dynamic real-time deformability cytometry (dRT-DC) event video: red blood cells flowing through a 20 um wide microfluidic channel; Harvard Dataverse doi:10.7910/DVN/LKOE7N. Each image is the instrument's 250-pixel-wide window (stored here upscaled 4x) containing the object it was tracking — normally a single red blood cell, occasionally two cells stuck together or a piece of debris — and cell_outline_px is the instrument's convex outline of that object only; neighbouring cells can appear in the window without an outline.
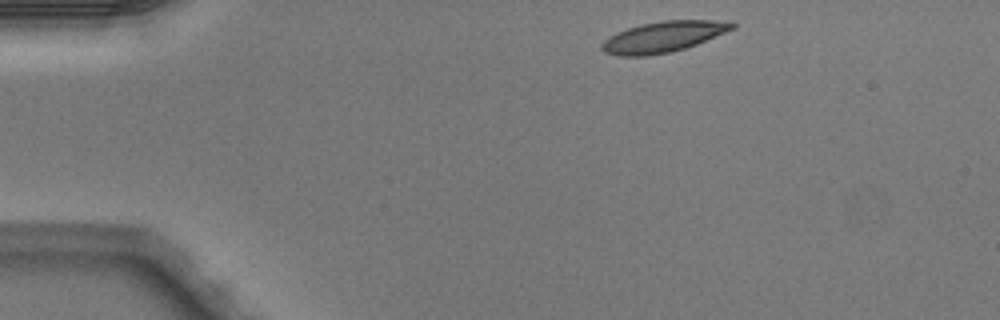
{"species": "Egyptian fruit bat (a non-hibernating species)", "species_latin": "Rousettus aegyptiacus", "temperature_condition": "warm", "stored_images_in_passage": 4, "camera_frame_rate_fps": 3000, "um_per_image_px": 0.085, "animal": {"sex": "male"}, "frame": {"image": 1, "passage_image": 1, "time_ms": 0.0, "image_size_px": [1000, 320], "cell_outline_px": [[736, 28], [696, 44], [684, 48], [668, 52], [644, 56], [616, 56], [604, 52], [600, 48], [600, 44], [604, 40], [616, 32], [640, 24], [664, 20], [712, 20], [736, 24]], "centroid_in_image_um": [56.32, 3.13], "position_along_channel_um": 28.7, "area_um2": 23.24}}
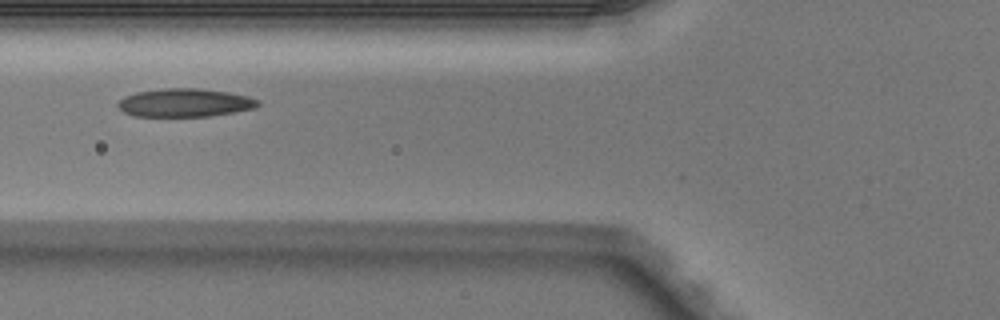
{"frame": {"image": 2, "passage_image": 4, "time_ms": 1.0, "image_size_px": [1000, 320], "cell_outline_px": [[260, 104], [256, 108], [208, 116], [132, 116], [124, 112], [116, 104], [124, 96], [136, 92], [164, 88], [196, 88], [228, 92], [248, 96], [260, 100]], "centroid_in_image_um": [15.71, 8.73], "position_along_channel_um": 110.1, "area_um2": 23.06}}